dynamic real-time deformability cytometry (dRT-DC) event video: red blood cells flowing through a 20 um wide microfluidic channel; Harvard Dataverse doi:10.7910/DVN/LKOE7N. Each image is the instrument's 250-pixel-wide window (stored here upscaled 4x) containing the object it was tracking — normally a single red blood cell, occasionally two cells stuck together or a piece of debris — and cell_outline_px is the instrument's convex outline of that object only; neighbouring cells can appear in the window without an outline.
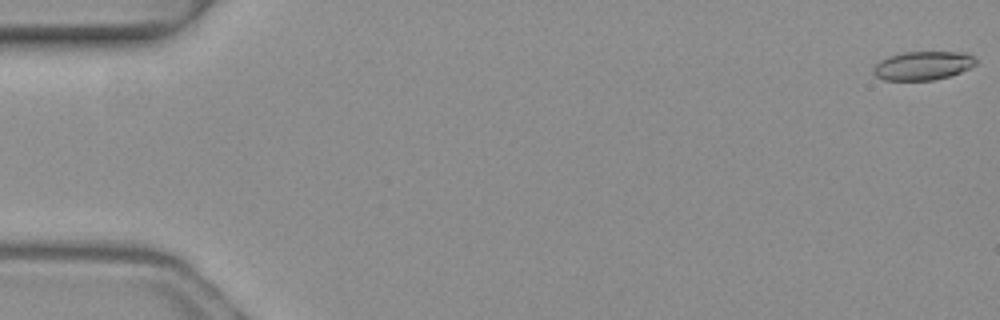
{"species": "common noctule bat (a hibernating species)", "species_latin": "Nyctalus noctula", "temperature_condition": "warm", "stored_images_in_passage": 4, "camera_frame_rate_fps": 3000, "um_per_image_px": 0.085, "animal": {"sex": "female", "body_mass_g": 19.3, "forearm_length_mm": 54.1}, "frame": {"image": 1, "passage_image": 4, "time_ms": 1.0, "image_size_px": [1000, 320], "cell_outline_px": [[976, 64], [960, 72], [948, 76], [932, 80], [884, 80], [876, 76], [872, 72], [872, 68], [880, 60], [888, 56], [904, 52], [968, 52], [976, 60]], "centroid_in_image_um": [78.41, 5.57], "position_along_channel_um": 6.6, "area_um2": 17.11}}